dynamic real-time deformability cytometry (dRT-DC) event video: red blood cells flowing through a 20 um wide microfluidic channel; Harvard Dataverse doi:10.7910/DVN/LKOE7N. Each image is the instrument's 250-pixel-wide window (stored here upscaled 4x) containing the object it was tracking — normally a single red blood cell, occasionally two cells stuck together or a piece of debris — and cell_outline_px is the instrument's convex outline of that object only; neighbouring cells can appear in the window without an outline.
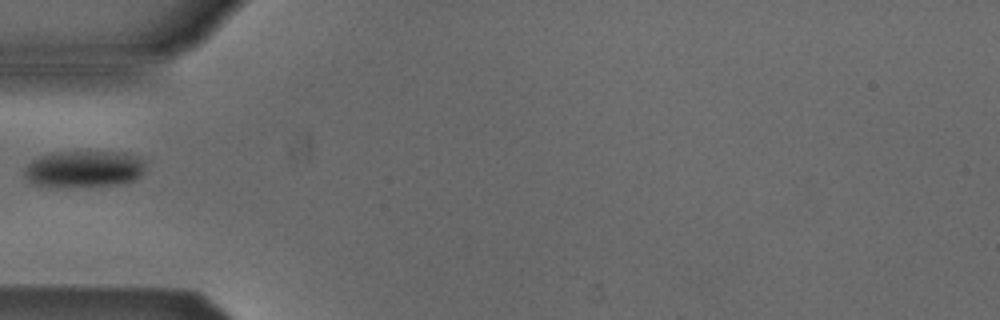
{"species": "Egyptian fruit bat (a non-hibernating species)", "species_latin": "Rousettus aegyptiacus", "temperature_condition": "cold", "stored_images_in_passage": 3, "camera_frame_rate_fps": 3000, "um_per_image_px": 0.085, "animal": {"sex": "male"}, "frame": {"image": 1, "passage_image": 1, "time_ms": 0.0, "image_size_px": [1000, 320], "cell_outline_px": [[144, 168], [140, 176], [136, 180], [116, 184], [48, 188], [32, 184], [24, 180], [24, 168], [32, 160], [40, 156], [52, 152], [124, 152], [144, 160]], "centroid_in_image_um": [7.05, 14.38], "position_along_channel_um": 77.9, "area_um2": 26.24}}
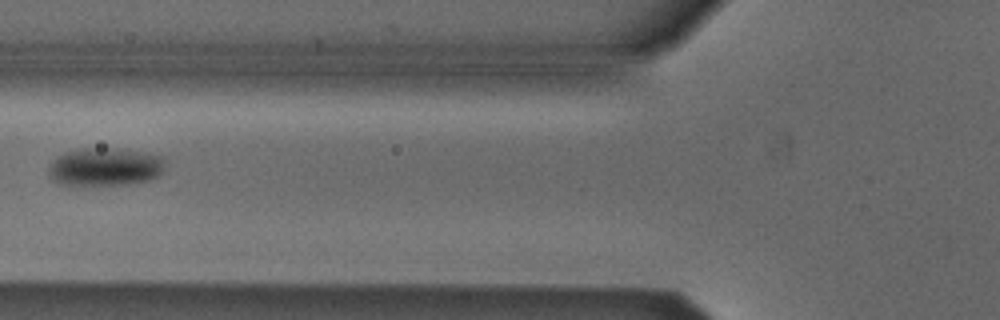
{"frame": {"image": 2, "passage_image": 2, "time_ms": 1.0, "image_size_px": [1000, 320], "cell_outline_px": [[164, 168], [156, 176], [148, 180], [124, 184], [60, 184], [48, 172], [48, 168], [52, 160], [64, 152], [84, 148], [116, 148], [144, 152], [160, 156], [164, 160]], "centroid_in_image_um": [8.92, 14.15], "position_along_channel_um": 116.9, "area_um2": 25.43}}
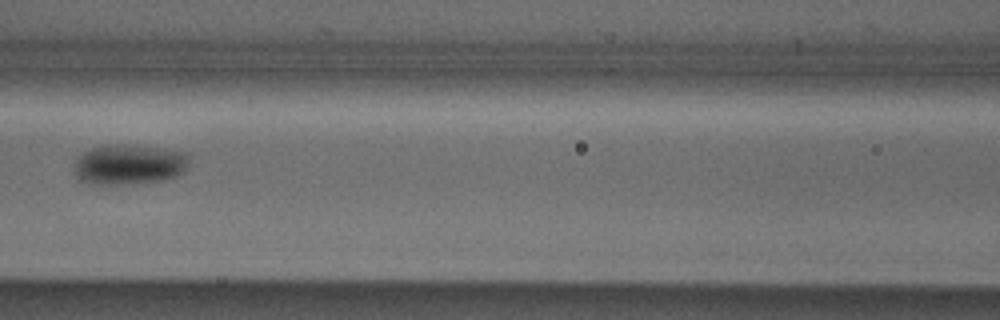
{"frame": {"image": 3, "passage_image": 3, "time_ms": 2.0, "image_size_px": [1000, 320], "cell_outline_px": [[192, 156], [184, 172], [176, 176], [164, 180], [136, 184], [104, 188], [88, 184], [80, 180], [76, 176], [76, 160], [84, 152], [92, 148], [104, 144], [128, 144], [192, 152]], "centroid_in_image_um": [11.01, 14.01], "position_along_channel_um": 155.6, "area_um2": 28.21}}